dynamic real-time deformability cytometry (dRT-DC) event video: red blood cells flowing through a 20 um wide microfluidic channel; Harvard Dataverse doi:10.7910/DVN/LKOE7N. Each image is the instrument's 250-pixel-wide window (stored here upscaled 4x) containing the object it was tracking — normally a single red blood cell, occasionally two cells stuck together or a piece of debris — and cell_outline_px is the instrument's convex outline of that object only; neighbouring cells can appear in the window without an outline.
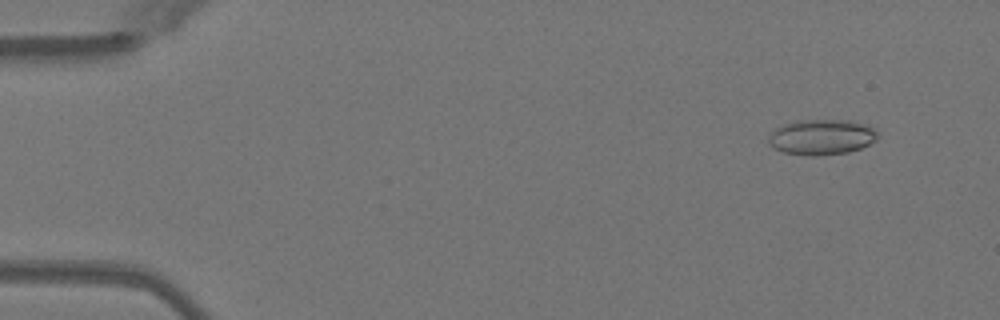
{"species": "Egyptian fruit bat (a non-hibernating species)", "species_latin": "Rousettus aegyptiacus", "temperature_condition": "warm", "stored_images_in_passage": 50, "camera_frame_rate_fps": 3000, "um_per_image_px": 0.085, "animal": {"sex": "female"}, "frame": {"image": 1, "passage_image": 4, "time_ms": 1.0, "image_size_px": [1000, 320], "cell_outline_px": [[880, 136], [876, 140], [860, 148], [848, 152], [816, 156], [808, 156], [784, 152], [768, 144], [768, 136], [776, 128], [784, 124], [796, 120], [848, 120], [868, 124], [876, 128], [880, 132]], "centroid_in_image_um": [69.89, 11.64], "position_along_channel_um": 15.1, "area_um2": 22.83}}
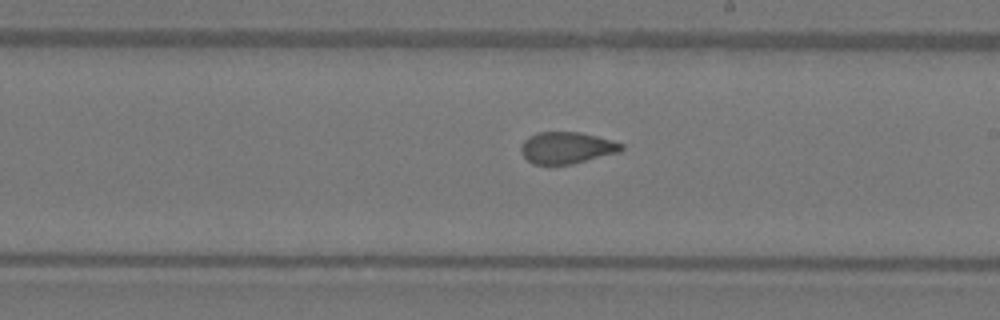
{"frame": {"image": 2, "passage_image": 29, "time_ms": 9.333, "image_size_px": [1000, 320], "cell_outline_px": [[624, 148], [620, 152], [572, 164], [532, 164], [520, 152], [520, 148], [524, 140], [528, 136], [540, 132], [580, 132], [612, 140], [624, 144]], "centroid_in_image_um": [48.18, 12.56], "position_along_channel_um": 240.8, "area_um2": 18.55}}
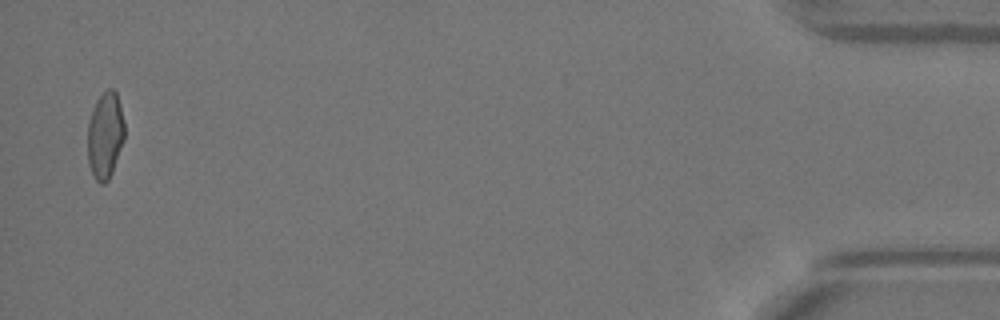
{"frame": {"image": 3, "passage_image": 49, "time_ms": 16.0, "image_size_px": [1000, 320], "cell_outline_px": [[124, 140], [112, 172], [108, 180], [104, 184], [100, 184], [96, 180], [88, 164], [88, 124], [96, 100], [108, 88], [112, 88], [116, 92], [124, 120]], "centroid_in_image_um": [8.94, 11.51], "position_along_channel_um": 426.3, "area_um2": 18.5}, "authors_computed_cell_mechanics": {"area_um2": 19.3341, "velocity_mm_per_s": 4.0742, "shape_relaxation_time_tau1_ms": null, "shape_relaxation_time_tau2_ms": 1.0665, "deformation_change_tau1": null, "deformation_change_tau2": 0.069}}